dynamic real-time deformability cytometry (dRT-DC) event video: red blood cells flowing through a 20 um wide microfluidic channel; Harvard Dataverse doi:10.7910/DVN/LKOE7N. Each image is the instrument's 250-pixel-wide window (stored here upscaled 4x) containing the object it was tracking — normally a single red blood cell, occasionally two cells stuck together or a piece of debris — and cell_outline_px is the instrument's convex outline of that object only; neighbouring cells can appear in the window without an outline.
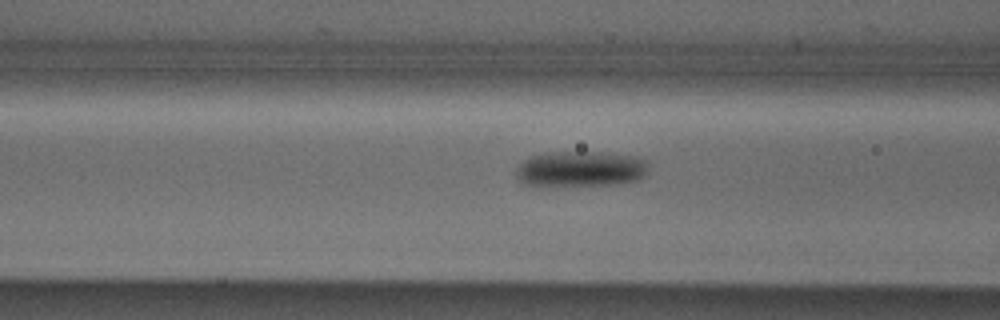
{"species": "Egyptian fruit bat (a non-hibernating species)", "species_latin": "Rousettus aegyptiacus", "temperature_condition": "cold", "stored_images_in_passage": 15, "camera_frame_rate_fps": 3000, "um_per_image_px": 0.085, "animal": {"sex": "male"}, "frame": {"image": 1, "passage_image": 13, "time_ms": 4.0, "image_size_px": [1000, 320], "cell_outline_px": [[644, 176], [640, 180], [620, 184], [524, 184], [516, 176], [516, 168], [524, 160], [532, 156], [544, 152], [600, 152], [636, 156], [644, 160]], "centroid_in_image_um": [49.34, 14.33], "position_along_channel_um": 117.3, "area_um2": 26.82}}